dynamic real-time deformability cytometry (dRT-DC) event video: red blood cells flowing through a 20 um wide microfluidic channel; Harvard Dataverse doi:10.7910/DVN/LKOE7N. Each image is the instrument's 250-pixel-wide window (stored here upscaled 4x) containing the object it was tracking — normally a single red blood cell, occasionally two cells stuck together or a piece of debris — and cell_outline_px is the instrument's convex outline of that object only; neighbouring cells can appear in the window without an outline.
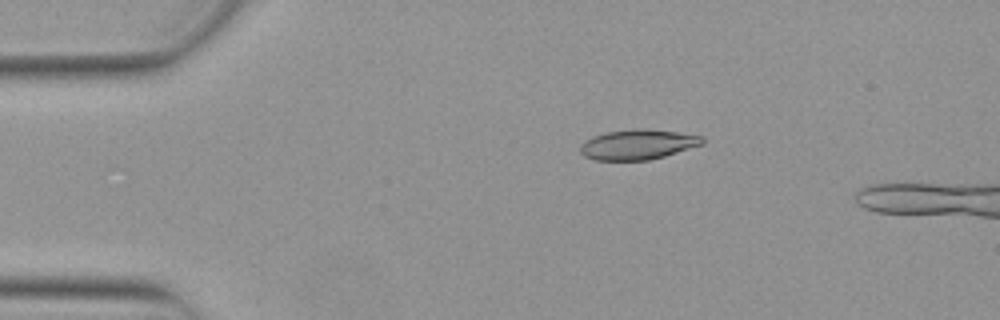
{"species": "Egyptian fruit bat (a non-hibernating species)", "species_latin": "Rousettus aegyptiacus", "temperature_condition": "warm", "stored_images_in_passage": 42, "camera_frame_rate_fps": 3000, "um_per_image_px": 0.085, "animal": {"sex": "female"}, "frame": {"image": 1, "passage_image": 3, "time_ms": 0.667, "image_size_px": [1000, 320], "cell_outline_px": [[704, 144], [664, 156], [648, 160], [596, 160], [584, 156], [580, 152], [580, 144], [584, 140], [592, 136], [604, 132], [636, 128], [644, 128], [676, 132], [704, 136]], "centroid_in_image_um": [54.19, 12.27], "position_along_channel_um": 30.8, "area_um2": 21.56}}
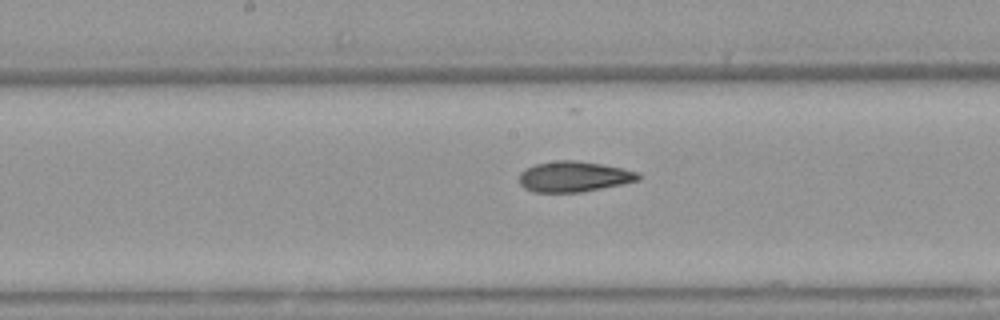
{"frame": {"image": 2, "passage_image": 20, "time_ms": 6.333, "image_size_px": [1000, 320], "cell_outline_px": [[640, 180], [624, 184], [580, 192], [532, 192], [524, 188], [520, 184], [520, 172], [524, 168], [536, 164], [556, 160], [572, 160], [600, 164], [640, 172]], "centroid_in_image_um": [48.77, 15.01], "position_along_channel_um": 199.4, "area_um2": 21.21}}
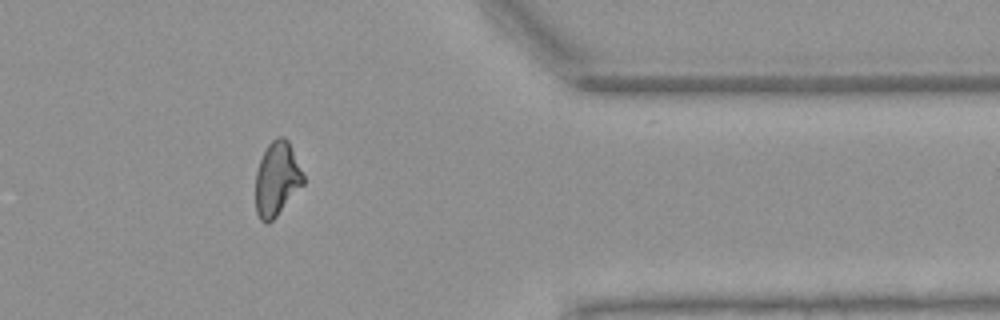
{"frame": {"image": 3, "passage_image": 36, "time_ms": 11.667, "image_size_px": [1000, 320], "cell_outline_px": [[304, 184], [276, 216], [268, 224], [264, 224], [260, 220], [256, 212], [256, 172], [260, 160], [268, 144], [276, 136], [284, 136], [288, 140], [304, 176]], "centroid_in_image_um": [23.53, 15.21], "position_along_channel_um": 387.9, "area_um2": 20.52}}